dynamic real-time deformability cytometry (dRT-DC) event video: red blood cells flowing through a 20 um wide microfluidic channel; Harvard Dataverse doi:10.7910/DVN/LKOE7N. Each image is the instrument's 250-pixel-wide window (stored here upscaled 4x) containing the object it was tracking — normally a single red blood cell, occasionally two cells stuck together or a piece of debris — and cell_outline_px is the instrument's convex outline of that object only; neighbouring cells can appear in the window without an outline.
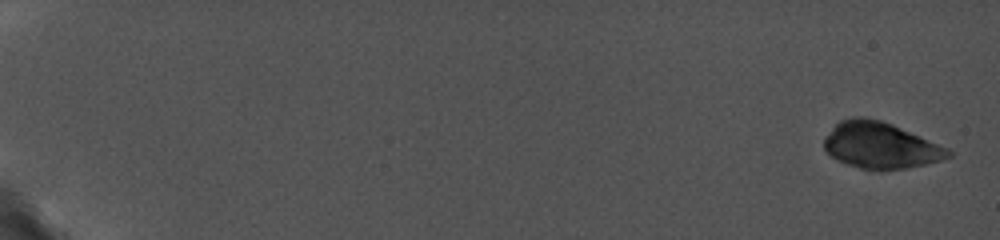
{"species": "common noctule bat (a hibernating species)", "species_latin": "Nyctalus noctula", "temperature_condition": "cold", "stored_images_in_passage": 11, "camera_frame_rate_fps": 5000, "um_per_image_px": 0.085, "animal": {"sex": "female", "body_mass_g": 19.0, "forearm_length_mm": 56.7}, "frame": {"image": 1, "passage_image": 1, "time_ms": 0.0, "image_size_px": [1000, 240], "cell_outline_px": [[952, 156], [940, 160], [924, 164], [904, 168], [860, 168], [836, 160], [824, 148], [824, 140], [832, 128], [840, 120], [852, 116], [864, 116], [880, 120], [892, 124], [948, 148], [952, 152]], "centroid_in_image_um": [74.82, 12.32], "position_along_channel_um": 10.2, "area_um2": 32.83}}
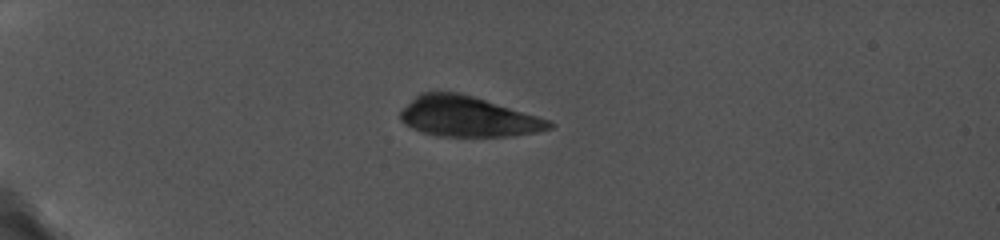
{"frame": {"image": 2, "passage_image": 10, "time_ms": 5.2, "image_size_px": [1000, 240], "cell_outline_px": [[556, 124], [552, 128], [536, 132], [512, 136], [436, 136], [412, 128], [404, 124], [400, 120], [400, 112], [420, 92], [460, 92], [552, 120]], "centroid_in_image_um": [39.8, 9.91], "position_along_channel_um": 45.2, "area_um2": 34.97}}